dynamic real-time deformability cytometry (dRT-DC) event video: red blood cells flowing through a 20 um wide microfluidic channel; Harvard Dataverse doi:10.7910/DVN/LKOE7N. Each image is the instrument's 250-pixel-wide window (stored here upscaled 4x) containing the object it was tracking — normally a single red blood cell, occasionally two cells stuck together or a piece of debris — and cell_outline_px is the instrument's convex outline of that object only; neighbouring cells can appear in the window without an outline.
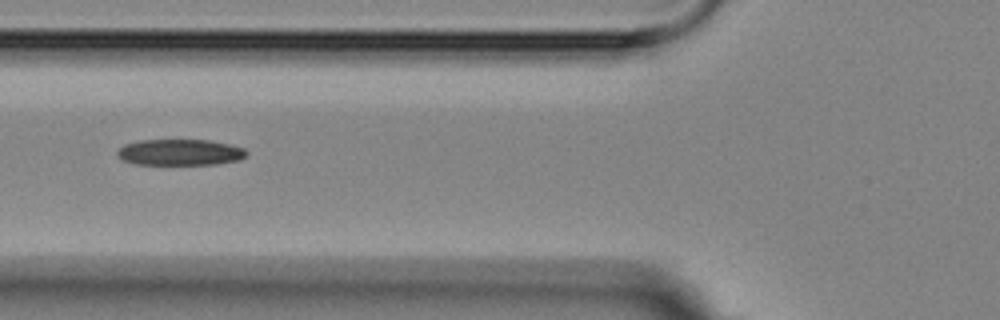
{"species": "Egyptian fruit bat (a non-hibernating species)", "species_latin": "Rousettus aegyptiacus", "temperature_condition": "room temperature", "stored_images_in_passage": 15, "camera_frame_rate_fps": 3000, "um_per_image_px": 0.085, "animal": {"sex": "female"}, "frame": {"image": 1, "passage_image": 6, "time_ms": 5.667, "image_size_px": [1000, 320], "cell_outline_px": [[248, 152], [240, 160], [216, 164], [136, 164], [120, 160], [116, 156], [116, 152], [124, 144], [140, 140], [208, 140], [228, 144], [244, 148]], "centroid_in_image_um": [15.26, 12.95], "position_along_channel_um": 110.5, "area_um2": 19.71}}
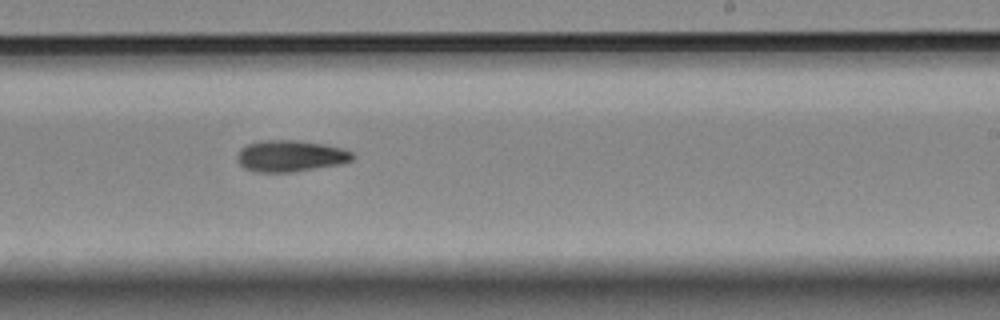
{"frame": {"image": 2, "passage_image": 10, "time_ms": 10.0, "image_size_px": [1000, 320], "cell_outline_px": [[356, 156], [352, 160], [340, 164], [292, 172], [256, 172], [244, 168], [236, 160], [236, 156], [240, 148], [248, 144], [260, 140], [300, 140], [324, 144], [344, 148], [352, 152]], "centroid_in_image_um": [24.68, 13.25], "position_along_channel_um": 264.3, "area_um2": 21.39}}
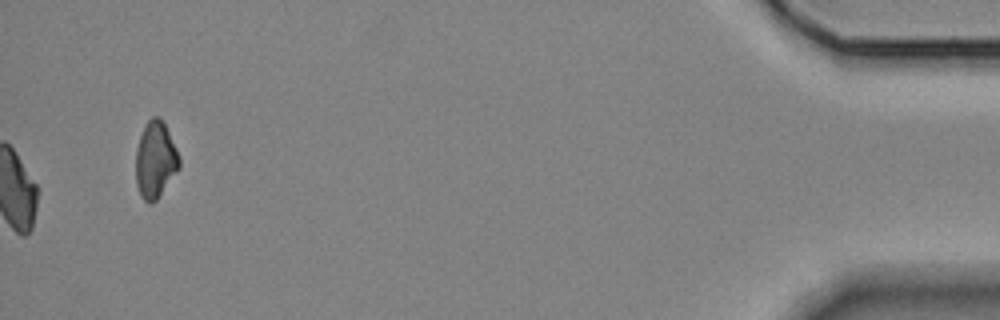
{"frame": {"image": 3, "passage_image": 15, "time_ms": 16.667, "image_size_px": [1000, 320], "cell_outline_px": [[180, 168], [156, 200], [152, 204], [148, 204], [140, 196], [136, 184], [136, 148], [144, 124], [152, 116], [160, 116], [180, 156]], "centroid_in_image_um": [13.2, 13.59], "position_along_channel_um": 422.0, "area_um2": 19.54}}